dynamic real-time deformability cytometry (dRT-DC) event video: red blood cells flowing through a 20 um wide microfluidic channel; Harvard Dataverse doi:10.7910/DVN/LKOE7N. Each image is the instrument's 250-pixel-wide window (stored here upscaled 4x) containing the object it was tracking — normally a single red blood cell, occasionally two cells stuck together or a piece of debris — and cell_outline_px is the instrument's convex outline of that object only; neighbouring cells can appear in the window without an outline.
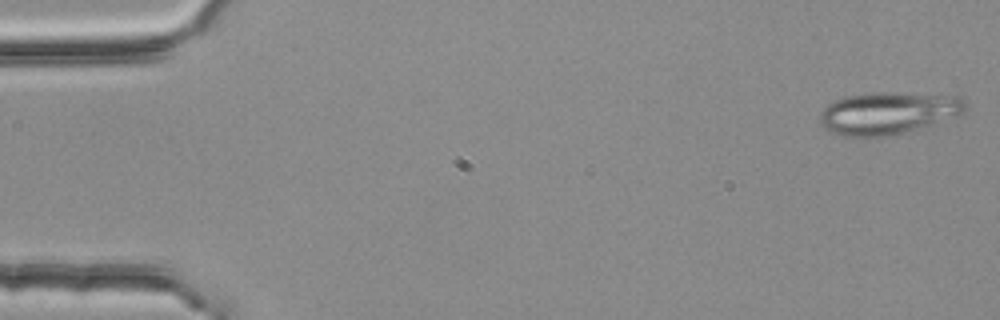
{"species": "common noctule bat (a hibernating species)", "species_latin": "Nyctalus noctula", "temperature_condition": "room temperature", "stored_images_in_passage": 53, "camera_frame_rate_fps": 3000, "um_per_image_px": 0.085, "animal": {"sex": "female", "body_mass_g": 25.1}, "frame": {"image": 1, "passage_image": 1, "time_ms": 0.0, "image_size_px": [1000, 320], "cell_outline_px": [[968, 108], [964, 112], [932, 124], [904, 132], [884, 136], [840, 136], [824, 128], [820, 124], [820, 112], [828, 104], [844, 96], [868, 92], [888, 92], [960, 96], [968, 104]], "centroid_in_image_um": [75.46, 9.59], "position_along_channel_um": 9.5, "area_um2": 35.78}}
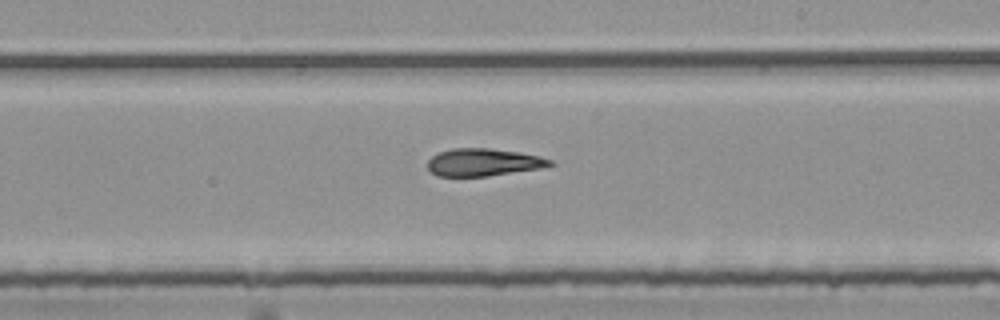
{"frame": {"image": 2, "passage_image": 31, "time_ms": 10.0, "image_size_px": [1000, 320], "cell_outline_px": [[556, 164], [540, 168], [488, 176], [436, 176], [428, 168], [428, 160], [432, 156], [440, 152], [452, 148], [488, 148], [520, 152], [540, 156], [552, 160]], "centroid_in_image_um": [41.1, 13.79], "position_along_channel_um": 247.9, "area_um2": 19.59}}
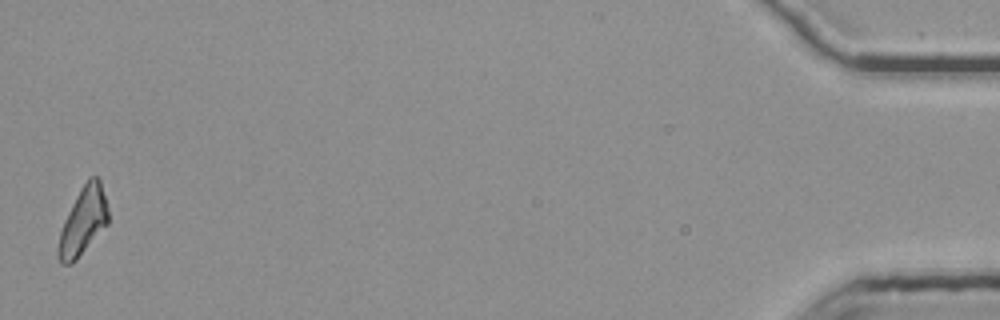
{"frame": {"image": 3, "passage_image": 53, "time_ms": 17.333, "image_size_px": [1000, 320], "cell_outline_px": [[108, 224], [76, 260], [72, 264], [60, 264], [56, 256], [56, 248], [60, 232], [64, 220], [80, 188], [88, 176], [96, 176], [100, 180], [108, 208]], "centroid_in_image_um": [7.04, 18.83], "position_along_channel_um": 428.2, "area_um2": 19.83}, "authors_computed_cell_mechanics": {"area_um2": 20.23, "velocity_mm_per_s": 3.7791, "shape_relaxation_time_tau1_ms": null, "shape_relaxation_time_tau2_ms": 4.8719, "deformation_change_tau1": null, "deformation_change_tau2": 0.162}}